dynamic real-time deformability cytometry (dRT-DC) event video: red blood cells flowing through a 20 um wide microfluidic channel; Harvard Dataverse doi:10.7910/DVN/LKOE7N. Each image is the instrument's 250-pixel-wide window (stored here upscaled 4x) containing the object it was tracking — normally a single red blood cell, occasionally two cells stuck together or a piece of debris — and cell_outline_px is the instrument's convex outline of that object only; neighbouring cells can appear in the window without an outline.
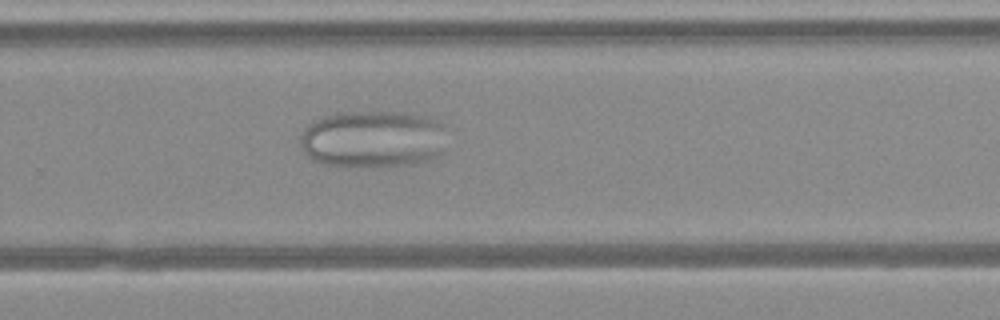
{"species": "Egyptian fruit bat (a non-hibernating species)", "species_latin": "Rousettus aegyptiacus", "temperature_condition": "warm", "stored_images_in_passage": 46, "camera_frame_rate_fps": 3000, "um_per_image_px": 0.085, "animal": {"sex": "female"}, "frame": {"image": 1, "passage_image": 31, "time_ms": 10.0, "image_size_px": [1000, 320], "cell_outline_px": [[444, 152], [428, 160], [412, 164], [356, 168], [324, 164], [312, 160], [304, 156], [300, 144], [300, 136], [304, 128], [312, 120], [320, 116], [336, 112], [408, 112], [428, 116], [440, 120]], "centroid_in_image_um": [31.62, 11.82], "position_along_channel_um": 298.2, "area_um2": 49.94}}
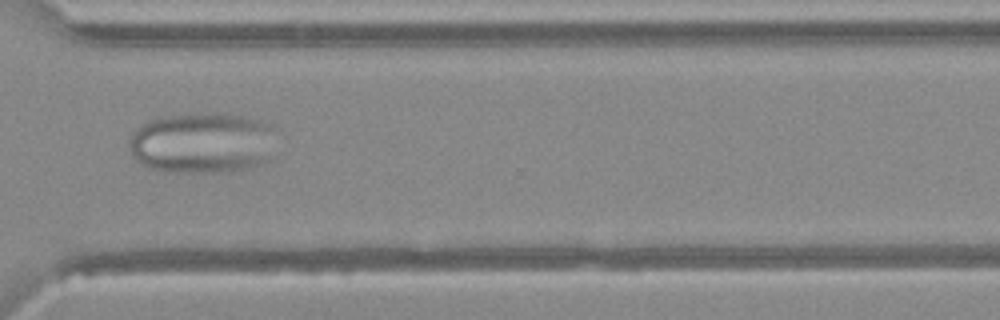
{"frame": {"image": 2, "passage_image": 35, "time_ms": 11.333, "image_size_px": [1000, 320], "cell_outline_px": [[268, 160], [252, 168], [228, 172], [176, 172], [148, 168], [140, 164], [136, 160], [132, 152], [128, 140], [132, 132], [136, 128], [148, 120], [164, 116], [208, 112], [244, 116], [268, 124]], "centroid_in_image_um": [17.06, 12.15], "position_along_channel_um": 353.5, "area_um2": 51.67}}
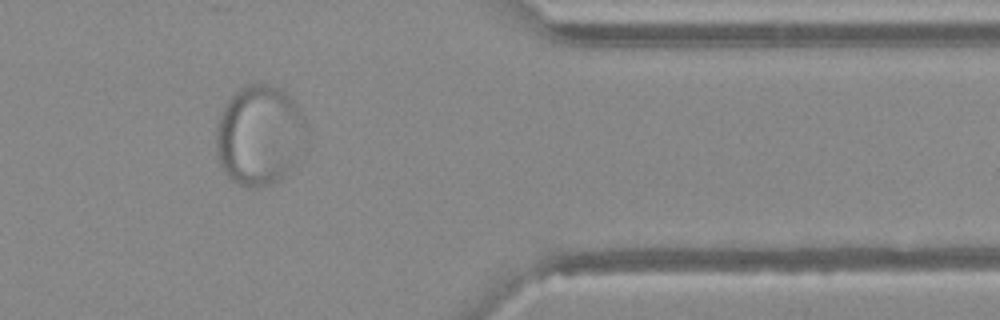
{"frame": {"image": 3, "passage_image": 39, "time_ms": 12.667, "image_size_px": [1000, 320], "cell_outline_px": [[308, 124], [292, 168], [280, 180], [272, 184], [260, 188], [252, 188], [236, 184], [228, 176], [220, 164], [216, 152], [216, 124], [220, 112], [228, 100], [244, 84], [268, 84], [280, 88], [288, 92], [304, 116]], "centroid_in_image_um": [22.03, 11.49], "position_along_channel_um": 389.4, "area_um2": 52.89}}